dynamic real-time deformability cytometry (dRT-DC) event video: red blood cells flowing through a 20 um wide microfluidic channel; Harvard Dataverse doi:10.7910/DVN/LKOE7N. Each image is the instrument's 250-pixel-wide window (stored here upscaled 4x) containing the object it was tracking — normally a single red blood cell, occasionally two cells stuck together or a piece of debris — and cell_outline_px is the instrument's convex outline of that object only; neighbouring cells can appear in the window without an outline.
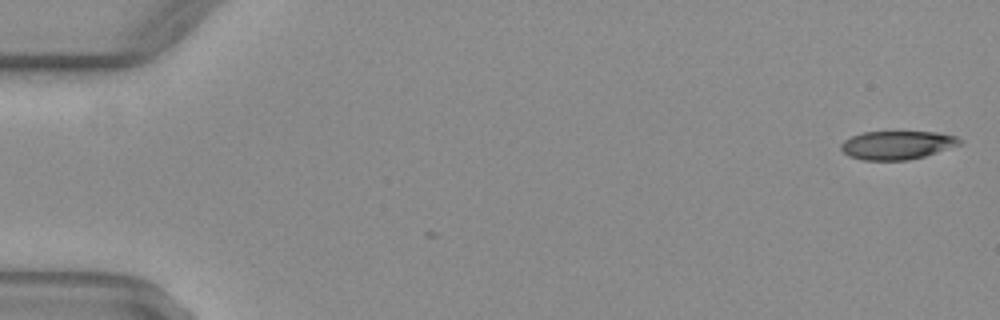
{"species": "common noctule bat (a hibernating species)", "species_latin": "Nyctalus noctula", "temperature_condition": "warm", "stored_images_in_passage": 2, "camera_frame_rate_fps": 3000, "um_per_image_px": 0.085, "animal": {"sex": "female", "body_mass_g": 29.2, "forearm_length_mm": 56.3}, "frame": {"image": 1, "passage_image": 2, "time_ms": 0.333, "image_size_px": [1000, 320], "cell_outline_px": [[960, 144], [924, 156], [908, 160], [864, 160], [848, 156], [840, 148], [840, 144], [844, 140], [852, 136], [864, 132], [940, 132], [956, 136], [960, 140]], "centroid_in_image_um": [76.22, 12.33], "position_along_channel_um": 8.8, "area_um2": 19.54}}